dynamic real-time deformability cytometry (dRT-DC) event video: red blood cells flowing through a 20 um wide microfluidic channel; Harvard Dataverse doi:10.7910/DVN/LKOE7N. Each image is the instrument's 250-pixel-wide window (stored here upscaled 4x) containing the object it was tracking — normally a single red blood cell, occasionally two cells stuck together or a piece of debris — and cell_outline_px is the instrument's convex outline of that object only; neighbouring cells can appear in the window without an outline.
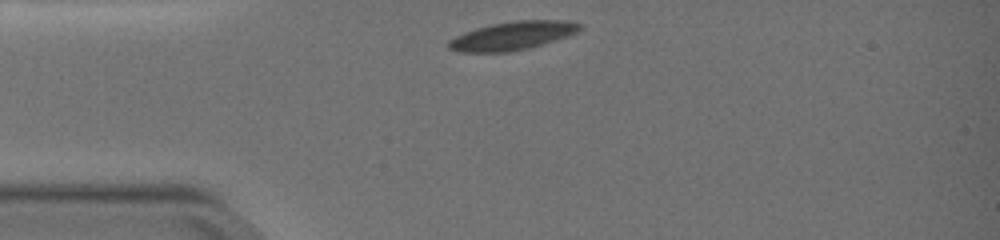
{"species": "common noctule bat (a hibernating species)", "species_latin": "Nyctalus noctula", "temperature_condition": "warm", "stored_images_in_passage": 32, "camera_frame_rate_fps": 3000, "um_per_image_px": 0.085, "animal": {"sex": "female", "body_mass_g": 19.0, "forearm_length_mm": 51.5}, "frame": {"image": 1, "passage_image": 1, "time_ms": 0.0, "image_size_px": [1000, 240], "cell_outline_px": [[584, 28], [568, 36], [528, 48], [508, 52], [460, 52], [448, 48], [448, 40], [464, 32], [476, 28], [492, 24], [516, 20], [568, 20], [584, 24]], "centroid_in_image_um": [43.59, 3.02], "position_along_channel_um": 41.4, "area_um2": 21.79}}
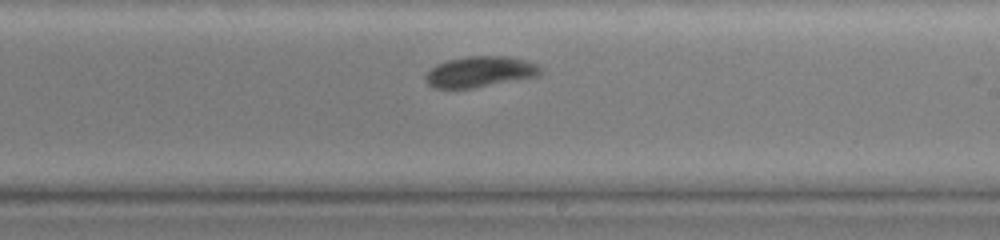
{"frame": {"image": 2, "passage_image": 19, "time_ms": 6.0, "image_size_px": [1000, 240], "cell_outline_px": [[544, 72], [536, 76], [472, 88], [432, 88], [424, 80], [424, 76], [436, 64], [448, 60], [464, 56], [508, 56], [528, 60], [540, 64], [544, 68]], "centroid_in_image_um": [40.83, 6.08], "position_along_channel_um": 248.2, "area_um2": 20.87}}
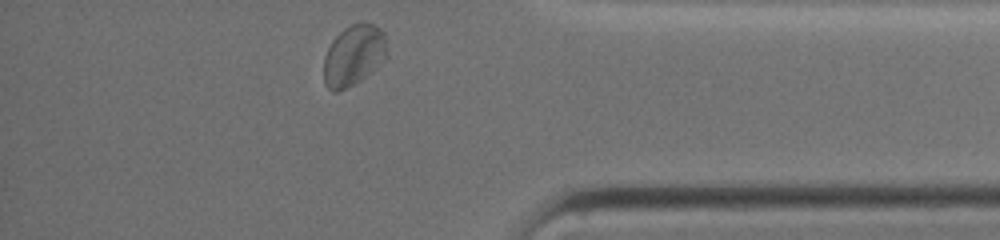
{"frame": {"image": 3, "passage_image": 32, "time_ms": 10.333, "image_size_px": [1000, 240], "cell_outline_px": [[388, 56], [376, 68], [360, 80], [336, 92], [332, 92], [324, 84], [324, 56], [332, 40], [344, 28], [360, 20], [364, 20], [380, 28], [384, 32], [388, 52]], "centroid_in_image_um": [30.08, 4.66], "position_along_channel_um": 405.1, "area_um2": 22.66}, "authors_computed_cell_mechanics": {"area_um2": 21.5883, "velocity_mm_per_s": 3.8234, "shape_relaxation_time_tau1_ms": 4.3342, "shape_relaxation_time_tau2_ms": 2.0844, "deformation_change_tau1": 0.1273, "deformation_change_tau2": 0.035}}